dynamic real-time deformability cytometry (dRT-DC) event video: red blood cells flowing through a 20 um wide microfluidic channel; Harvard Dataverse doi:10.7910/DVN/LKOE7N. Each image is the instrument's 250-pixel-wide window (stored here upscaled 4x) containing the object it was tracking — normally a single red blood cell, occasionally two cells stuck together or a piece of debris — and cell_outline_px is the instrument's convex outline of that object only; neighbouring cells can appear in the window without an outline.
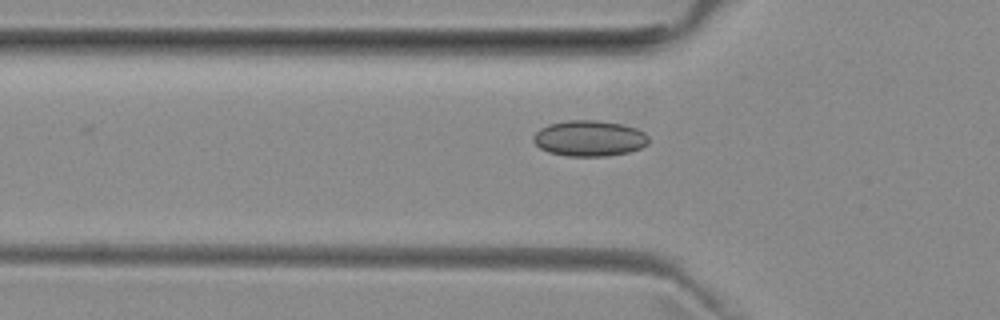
{"species": "common noctule bat (a hibernating species)", "species_latin": "Nyctalus noctula", "temperature_condition": "room temperature", "stored_images_in_passage": 22, "camera_frame_rate_fps": 3000, "um_per_image_px": 0.085, "animal": {"sex": "female", "body_mass_g": 29.2, "forearm_length_mm": 56.3}, "frame": {"image": 1, "passage_image": 2, "time_ms": 0.333, "image_size_px": [1000, 320], "cell_outline_px": [[648, 144], [640, 148], [628, 152], [604, 156], [568, 156], [548, 152], [540, 148], [532, 140], [532, 136], [540, 128], [548, 124], [568, 120], [600, 120], [624, 124], [636, 128], [644, 132], [648, 136]], "centroid_in_image_um": [50.08, 11.75], "position_along_channel_um": 75.7, "area_um2": 24.22}}
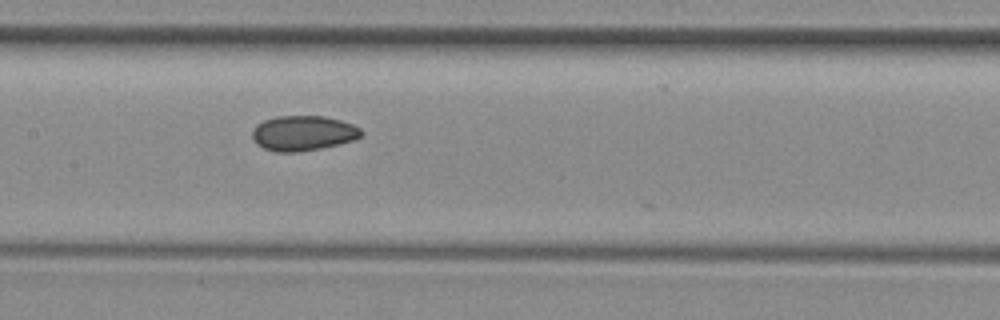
{"frame": {"image": 2, "passage_image": 10, "time_ms": 3.0, "image_size_px": [1000, 320], "cell_outline_px": [[364, 132], [360, 136], [352, 140], [320, 148], [296, 152], [276, 152], [264, 148], [256, 144], [252, 140], [252, 132], [256, 124], [264, 120], [276, 116], [324, 116], [340, 120], [352, 124], [360, 128]], "centroid_in_image_um": [25.72, 11.31], "position_along_channel_um": 181.7, "area_um2": 22.2}}
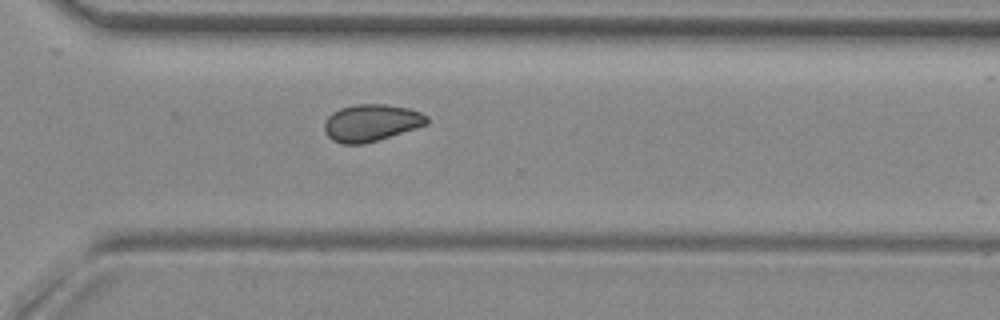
{"frame": {"image": 3, "passage_image": 22, "time_ms": 7.0, "image_size_px": [1000, 320], "cell_outline_px": [[428, 124], [416, 128], [364, 144], [340, 144], [332, 140], [324, 132], [324, 120], [332, 112], [340, 108], [356, 104], [384, 104], [408, 108], [420, 112], [428, 116]], "centroid_in_image_um": [31.52, 10.44], "position_along_channel_um": 339.1, "area_um2": 22.2}}